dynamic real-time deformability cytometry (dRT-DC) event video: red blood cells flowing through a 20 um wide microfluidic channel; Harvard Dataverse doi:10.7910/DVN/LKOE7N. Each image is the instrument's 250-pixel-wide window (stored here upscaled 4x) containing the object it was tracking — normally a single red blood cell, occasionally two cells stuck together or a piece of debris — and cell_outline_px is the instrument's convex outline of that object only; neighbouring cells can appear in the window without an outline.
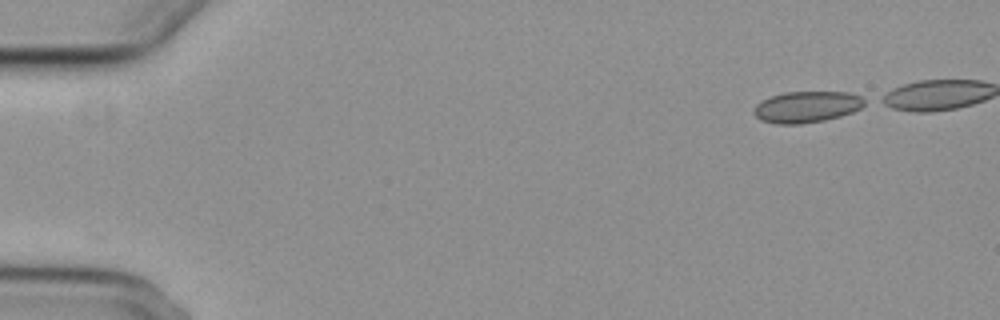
{"species": "common noctule bat (a hibernating species)", "species_latin": "Nyctalus noctula", "temperature_condition": "cold", "stored_images_in_passage": 42, "camera_frame_rate_fps": 3000, "um_per_image_px": 0.085, "animal": {"sex": "female", "body_mass_g": 29.2, "forearm_length_mm": 56.3}, "frame": {"image": 1, "passage_image": 1, "time_ms": 0.0, "image_size_px": [1000, 320], "cell_outline_px": [[868, 104], [852, 112], [840, 116], [824, 120], [800, 124], [776, 124], [760, 120], [752, 112], [756, 104], [772, 96], [784, 92], [848, 92], [860, 96], [868, 100]], "centroid_in_image_um": [68.6, 9.08], "position_along_channel_um": 16.4, "area_um2": 20.29}}
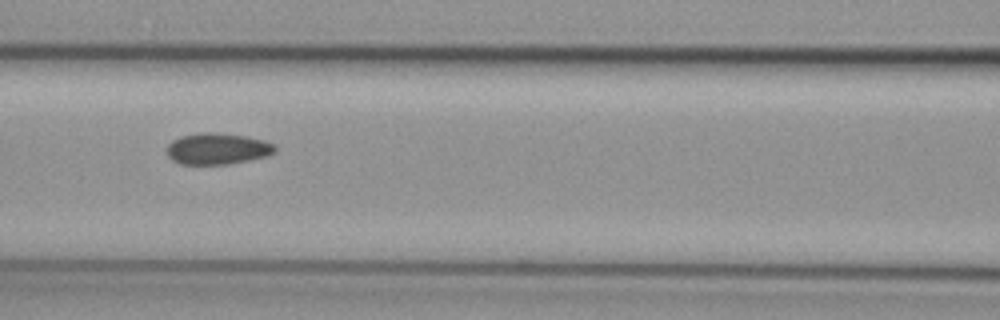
{"frame": {"image": 2, "passage_image": 21, "time_ms": 6.667, "image_size_px": [1000, 320], "cell_outline_px": [[276, 152], [268, 156], [228, 164], [180, 164], [172, 160], [168, 156], [168, 144], [172, 140], [180, 136], [200, 132], [208, 132], [244, 136], [264, 140], [276, 144]], "centroid_in_image_um": [18.5, 12.64], "position_along_channel_um": 148.1, "area_um2": 19.77}}
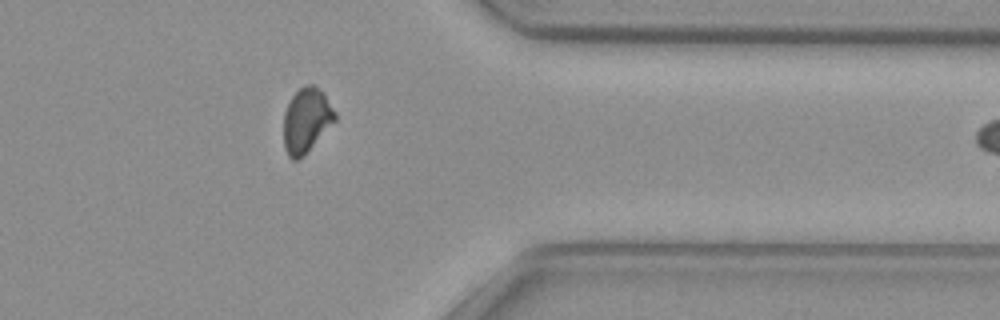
{"frame": {"image": 3, "passage_image": 41, "time_ms": 13.333, "image_size_px": [1000, 320], "cell_outline_px": [[336, 120], [304, 156], [296, 160], [292, 160], [288, 156], [284, 148], [284, 112], [292, 96], [304, 84], [312, 84], [320, 88], [324, 92], [336, 112]], "centroid_in_image_um": [26.05, 10.22], "position_along_channel_um": 385.3, "area_um2": 19.54}}